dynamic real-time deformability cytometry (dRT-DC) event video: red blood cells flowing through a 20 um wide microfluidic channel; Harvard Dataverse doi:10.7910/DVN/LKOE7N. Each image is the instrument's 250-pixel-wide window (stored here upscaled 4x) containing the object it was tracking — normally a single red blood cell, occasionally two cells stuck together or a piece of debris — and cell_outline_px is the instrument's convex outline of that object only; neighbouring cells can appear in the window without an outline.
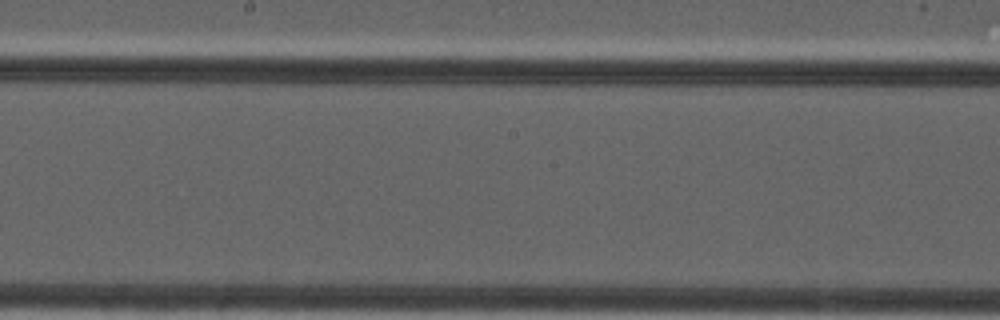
{"species": "common noctule bat (a hibernating species)", "species_latin": "Nyctalus noctula", "temperature_condition": "cold", "stored_images_in_passage": 11, "camera_frame_rate_fps": 3000, "um_per_image_px": 0.085, "animal": {"sex": "male", "forearm_length_mm": 52.5}, "frame": {"image": 1, "passage_image": 10, "time_ms": 11.333, "image_size_px": [1000, 320], "cell_outline_px": [[356, 304], [232, 304], [204, 292], [196, 284], [356, 284]], "centroid_in_image_um": [24.05, 24.95], "position_along_channel_um": 224.1, "area_um2": 20.98}}